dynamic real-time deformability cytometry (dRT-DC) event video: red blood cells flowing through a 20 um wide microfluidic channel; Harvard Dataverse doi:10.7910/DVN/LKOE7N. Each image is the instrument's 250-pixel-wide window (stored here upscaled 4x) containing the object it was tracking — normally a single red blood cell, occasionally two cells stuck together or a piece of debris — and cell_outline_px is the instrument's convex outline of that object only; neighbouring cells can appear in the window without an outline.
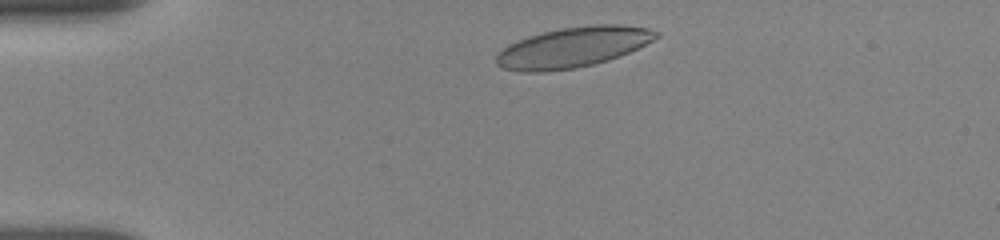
{"species": "human", "species_latin": "Homo sapiens", "temperature_condition": "room temperature", "stored_images_in_passage": 17, "camera_frame_rate_fps": 3000, "um_per_image_px": 0.085, "donor": {"sex": "female"}, "frame": {"image": 1, "passage_image": 2, "time_ms": 0.667, "image_size_px": [1000, 240], "cell_outline_px": [[660, 36], [628, 52], [608, 60], [576, 68], [544, 72], [520, 72], [504, 68], [496, 64], [496, 56], [508, 44], [528, 36], [560, 28], [596, 24], [620, 24], [648, 28], [660, 32]], "centroid_in_image_um": [48.69, 4.01], "position_along_channel_um": 36.3, "area_um2": 37.34}}
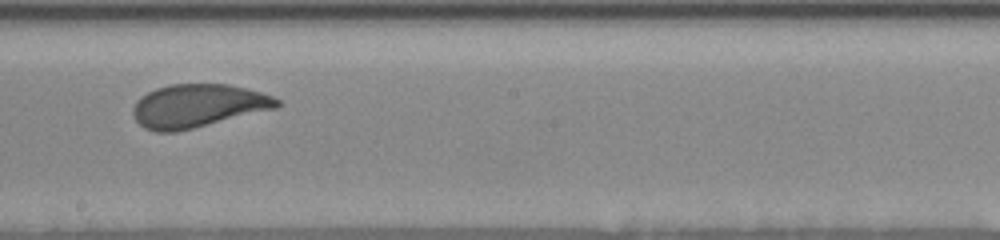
{"frame": {"image": 2, "passage_image": 10, "time_ms": 7.0, "image_size_px": [1000, 240], "cell_outline_px": [[280, 104], [276, 108], [176, 132], [156, 132], [144, 128], [132, 116], [132, 108], [136, 100], [140, 96], [156, 88], [168, 84], [228, 84], [248, 88], [272, 96], [280, 100]], "centroid_in_image_um": [16.77, 8.99], "position_along_channel_um": 231.4, "area_um2": 36.3}}
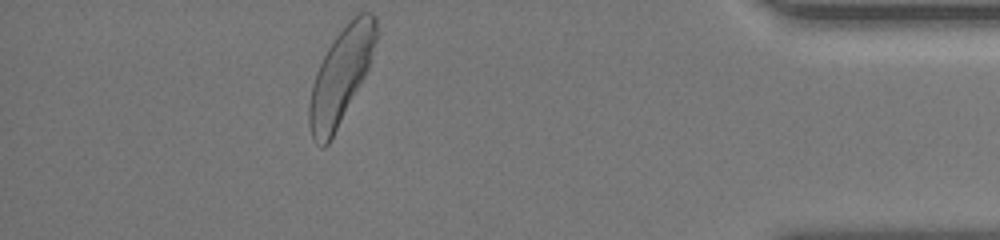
{"frame": {"image": 3, "passage_image": 17, "time_ms": 12.667, "image_size_px": [1000, 240], "cell_outline_px": [[376, 40], [368, 68], [364, 76], [328, 144], [324, 148], [320, 148], [316, 144], [312, 136], [308, 124], [308, 108], [312, 84], [316, 72], [328, 48], [336, 36], [360, 12], [372, 12], [376, 16]], "centroid_in_image_um": [28.94, 6.48], "position_along_channel_um": 406.3, "area_um2": 36.07}, "authors_computed_cell_mechanics": {"area_um2": 36.5296, "velocity_mm_per_s": 3.8027, "shape_relaxation_time_tau1_ms": 2.9546, "shape_relaxation_time_tau2_ms": 0.2831, "deformation_change_tau1": 0.1275, "deformation_change_tau2": 0.0443}}